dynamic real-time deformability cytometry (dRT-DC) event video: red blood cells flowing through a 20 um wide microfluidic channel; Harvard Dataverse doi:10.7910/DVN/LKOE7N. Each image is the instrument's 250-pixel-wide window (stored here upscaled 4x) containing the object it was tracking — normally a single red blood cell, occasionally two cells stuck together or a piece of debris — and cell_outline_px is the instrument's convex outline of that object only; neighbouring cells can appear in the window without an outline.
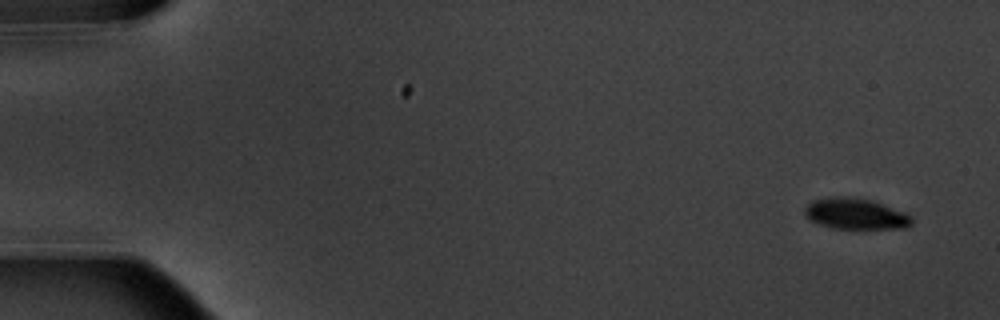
{"species": "common noctule bat (a hibernating species)", "species_latin": "Nyctalus noctula", "temperature_condition": "warm", "stored_images_in_passage": 5, "camera_frame_rate_fps": 3000, "um_per_image_px": 0.085, "animal": {"sex": "male", "body_mass_g": 20.1, "forearm_length_mm": 53.5}, "frame": {"image": 1, "passage_image": 1, "time_ms": 0.0, "image_size_px": [1000, 320], "cell_outline_px": [[912, 224], [904, 228], [832, 228], [808, 220], [804, 212], [804, 208], [812, 200], [832, 196], [848, 196], [872, 200], [904, 212], [912, 216]], "centroid_in_image_um": [72.69, 18.16], "position_along_channel_um": 12.3, "area_um2": 19.36}}